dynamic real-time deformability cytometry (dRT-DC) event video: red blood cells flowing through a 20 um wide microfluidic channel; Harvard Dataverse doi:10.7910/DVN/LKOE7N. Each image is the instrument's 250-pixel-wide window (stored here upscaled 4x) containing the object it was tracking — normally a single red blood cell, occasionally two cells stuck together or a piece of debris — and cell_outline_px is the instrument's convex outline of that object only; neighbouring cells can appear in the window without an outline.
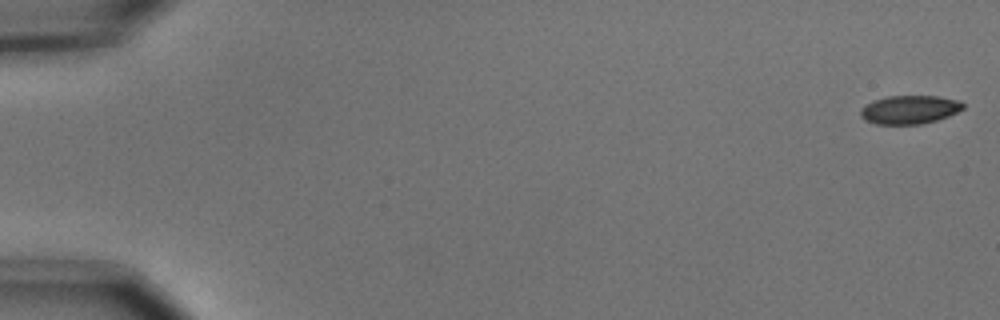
{"species": "common noctule bat (a hibernating species)", "species_latin": "Nyctalus noctula", "temperature_condition": "cold", "stored_images_in_passage": 55, "camera_frame_rate_fps": 3000, "um_per_image_px": 0.085, "animal": {"sex": "male", "body_mass_g": 15.6}, "frame": {"image": 1, "passage_image": 1, "time_ms": 0.0, "image_size_px": [1000, 320], "cell_outline_px": [[964, 108], [948, 116], [936, 120], [920, 124], [876, 124], [864, 120], [860, 116], [860, 108], [872, 100], [888, 96], [940, 96], [960, 100], [964, 104]], "centroid_in_image_um": [77.29, 9.31], "position_along_channel_um": 7.7, "area_um2": 17.17}}
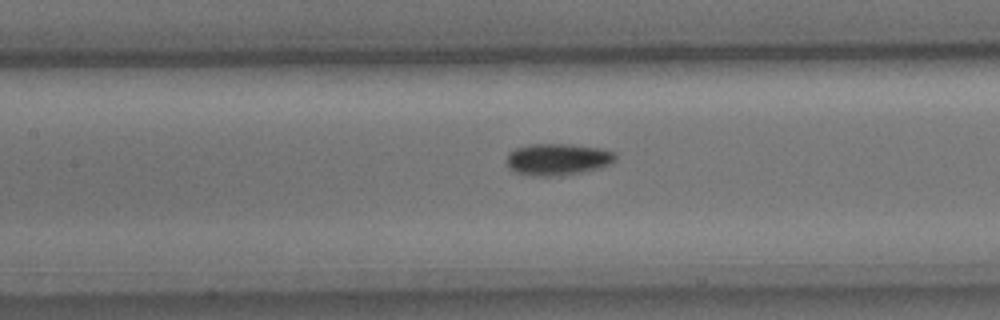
{"frame": {"image": 2, "passage_image": 26, "time_ms": 8.333, "image_size_px": [1000, 320], "cell_outline_px": [[616, 160], [600, 168], [580, 172], [556, 176], [528, 176], [512, 172], [508, 168], [508, 152], [516, 148], [528, 144], [572, 144], [600, 148], [616, 152]], "centroid_in_image_um": [47.38, 13.54], "position_along_channel_um": 160.0, "area_um2": 20.35}}
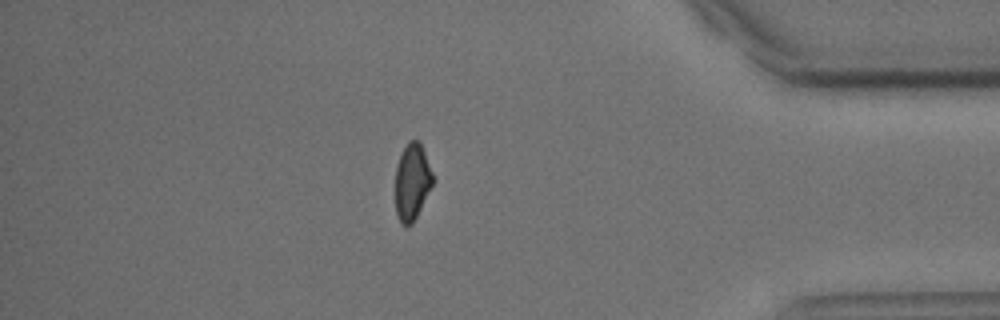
{"frame": {"image": 3, "passage_image": 48, "time_ms": 15.667, "image_size_px": [1000, 320], "cell_outline_px": [[432, 184], [412, 224], [400, 224], [396, 212], [396, 164], [408, 140], [420, 140], [432, 172]], "centroid_in_image_um": [35.01, 15.41], "position_along_channel_um": 400.2, "area_um2": 16.36}, "authors_computed_cell_mechanics": {"area_um2": 18.0336, "velocity_mm_per_s": 3.6874, "shape_relaxation_time_tau1_ms": 2.3793, "shape_relaxation_time_tau2_ms": null, "deformation_change_tau1": 0.1176, "deformation_change_tau2": null}}